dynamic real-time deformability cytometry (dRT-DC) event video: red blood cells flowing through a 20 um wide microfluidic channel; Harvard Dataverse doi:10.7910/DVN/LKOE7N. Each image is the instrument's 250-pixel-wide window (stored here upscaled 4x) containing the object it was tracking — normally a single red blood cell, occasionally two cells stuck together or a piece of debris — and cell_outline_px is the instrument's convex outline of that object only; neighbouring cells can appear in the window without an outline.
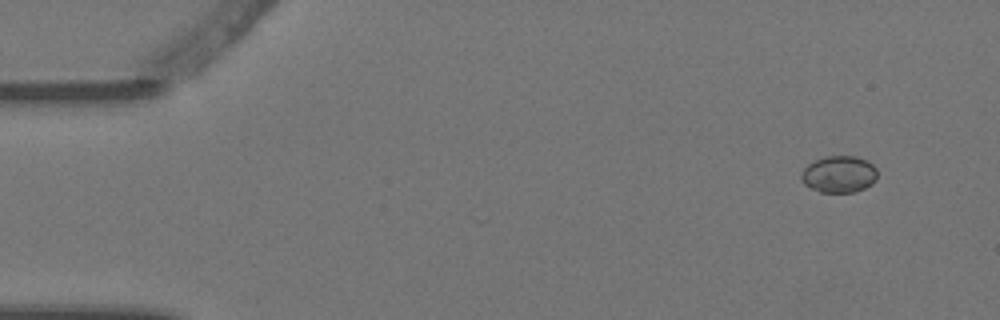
{"species": "Egyptian fruit bat (a non-hibernating species)", "species_latin": "Rousettus aegyptiacus", "temperature_condition": "warm", "stored_images_in_passage": 5, "camera_frame_rate_fps": 3000, "um_per_image_px": 0.085, "animal": {"sex": "female"}, "frame": {"image": 1, "passage_image": 1, "time_ms": 0.0, "image_size_px": [1000, 320], "cell_outline_px": [[876, 180], [872, 184], [864, 188], [852, 192], [820, 192], [804, 184], [800, 180], [800, 176], [804, 168], [808, 164], [816, 160], [828, 156], [856, 156], [868, 160], [876, 168]], "centroid_in_image_um": [71.32, 14.81], "position_along_channel_um": 13.7, "area_um2": 16.3}}
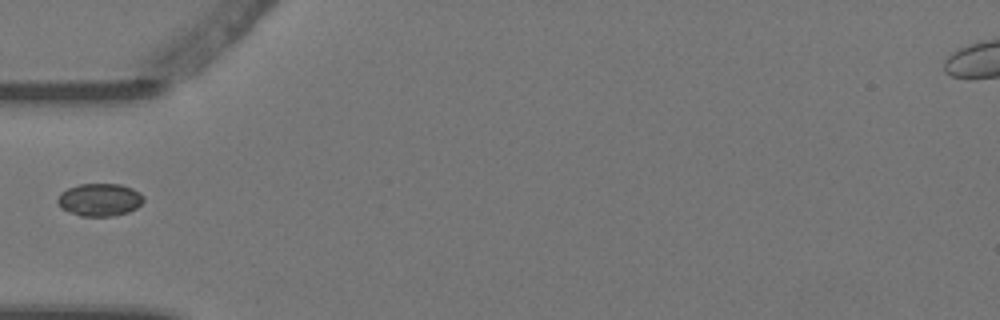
{"frame": {"image": 2, "passage_image": 4, "time_ms": 1.0, "image_size_px": [1000, 320], "cell_outline_px": [[144, 200], [136, 208], [128, 212], [112, 216], [80, 216], [60, 208], [56, 200], [60, 192], [68, 188], [80, 184], [120, 184], [132, 188], [140, 192], [144, 196]], "centroid_in_image_um": [8.46, 16.97], "position_along_channel_um": 76.5, "area_um2": 16.47}}
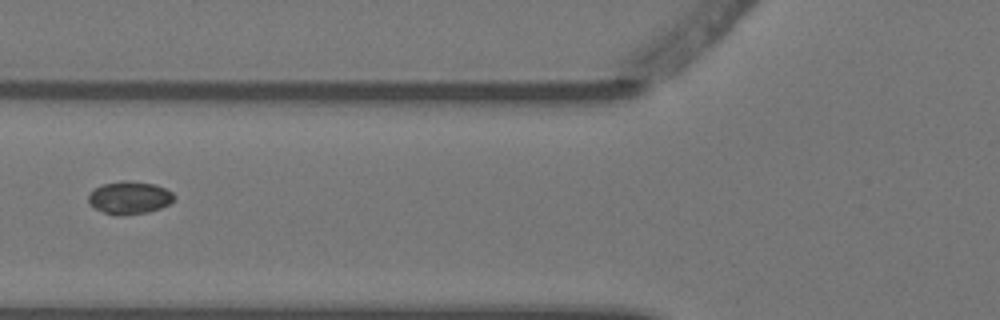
{"frame": {"image": 3, "passage_image": 5, "time_ms": 1.333, "image_size_px": [1000, 320], "cell_outline_px": [[176, 196], [168, 204], [160, 208], [148, 212], [104, 212], [88, 204], [88, 196], [96, 188], [104, 184], [124, 180], [128, 180], [156, 184], [172, 192]], "centroid_in_image_um": [11.04, 16.75], "position_along_channel_um": 114.8, "area_um2": 15.61}}